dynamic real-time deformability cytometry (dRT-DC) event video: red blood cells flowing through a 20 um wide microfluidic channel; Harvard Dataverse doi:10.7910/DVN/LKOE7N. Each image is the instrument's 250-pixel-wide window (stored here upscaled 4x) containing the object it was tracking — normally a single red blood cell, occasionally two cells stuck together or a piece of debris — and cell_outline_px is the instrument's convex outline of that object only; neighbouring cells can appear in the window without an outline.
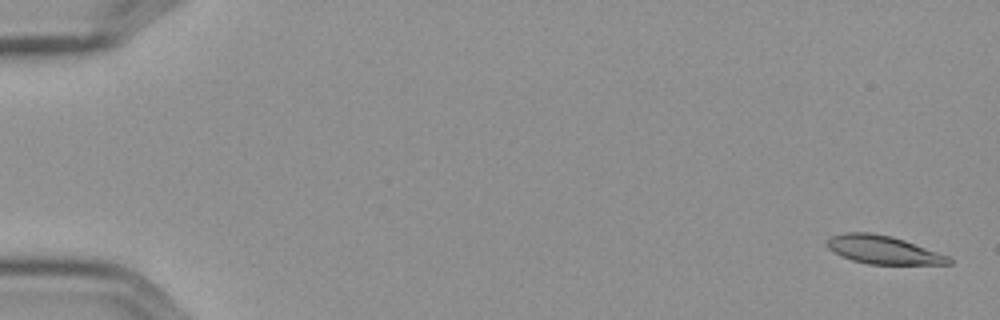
{"species": "Egyptian fruit bat (a non-hibernating species)", "species_latin": "Rousettus aegyptiacus", "temperature_condition": "cold", "stored_images_in_passage": 5, "camera_frame_rate_fps": 3000, "um_per_image_px": 0.085, "frame": {"image": 1, "passage_image": 1, "time_ms": 0.0, "image_size_px": [1000, 320], "cell_outline_px": [[952, 264], [868, 264], [852, 260], [828, 248], [828, 240], [832, 236], [844, 232], [872, 232], [892, 236], [904, 240], [948, 256], [952, 260]], "centroid_in_image_um": [75.08, 21.23], "position_along_channel_um": 9.9, "area_um2": 19.71}}